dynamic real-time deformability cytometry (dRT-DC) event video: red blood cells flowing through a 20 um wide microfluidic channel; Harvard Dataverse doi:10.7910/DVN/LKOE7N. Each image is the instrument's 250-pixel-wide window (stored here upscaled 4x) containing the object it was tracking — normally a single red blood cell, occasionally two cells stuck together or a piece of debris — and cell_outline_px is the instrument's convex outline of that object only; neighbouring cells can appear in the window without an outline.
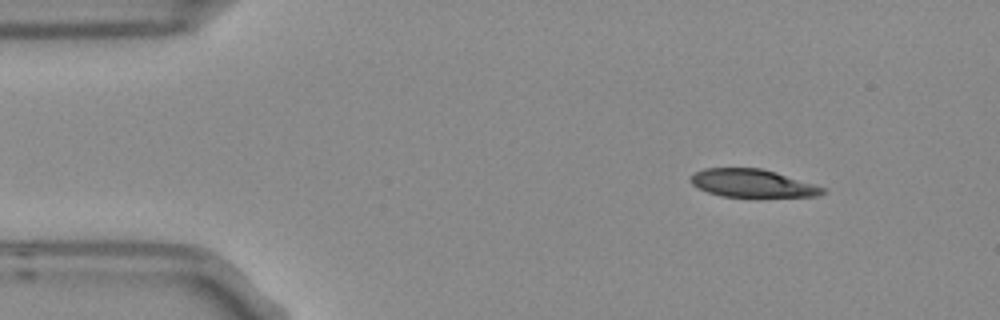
{"species": "Egyptian fruit bat (a non-hibernating species)", "species_latin": "Rousettus aegyptiacus", "temperature_condition": "room temperature", "stored_images_in_passage": 4, "camera_frame_rate_fps": 3000, "um_per_image_px": 0.085, "frame": {"image": 1, "passage_image": 1, "time_ms": 0.0, "image_size_px": [1000, 320], "cell_outline_px": [[828, 192], [820, 196], [720, 196], [708, 192], [692, 184], [688, 180], [692, 172], [704, 168], [760, 168], [776, 172], [828, 188]], "centroid_in_image_um": [63.96, 15.56], "position_along_channel_um": 21.0, "area_um2": 21.56}}
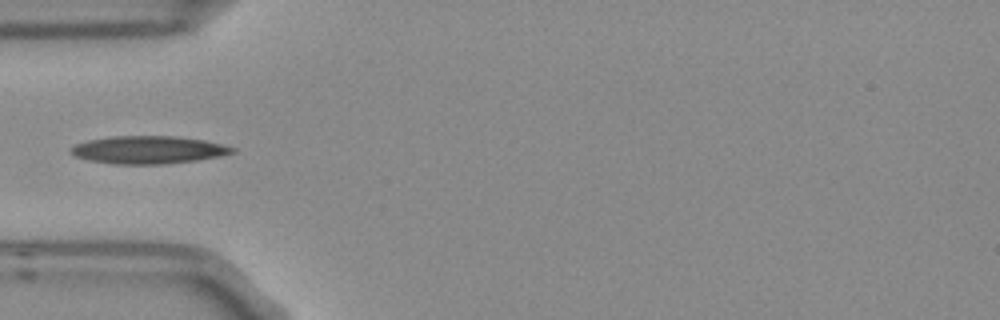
{"frame": {"image": 2, "passage_image": 4, "time_ms": 1.0, "image_size_px": [1000, 320], "cell_outline_px": [[236, 152], [220, 156], [196, 160], [164, 164], [112, 164], [88, 160], [76, 156], [68, 152], [68, 148], [76, 144], [88, 140], [112, 136], [176, 136], [204, 140], [236, 148]], "centroid_in_image_um": [12.57, 12.74], "position_along_channel_um": 72.4, "area_um2": 26.18}}